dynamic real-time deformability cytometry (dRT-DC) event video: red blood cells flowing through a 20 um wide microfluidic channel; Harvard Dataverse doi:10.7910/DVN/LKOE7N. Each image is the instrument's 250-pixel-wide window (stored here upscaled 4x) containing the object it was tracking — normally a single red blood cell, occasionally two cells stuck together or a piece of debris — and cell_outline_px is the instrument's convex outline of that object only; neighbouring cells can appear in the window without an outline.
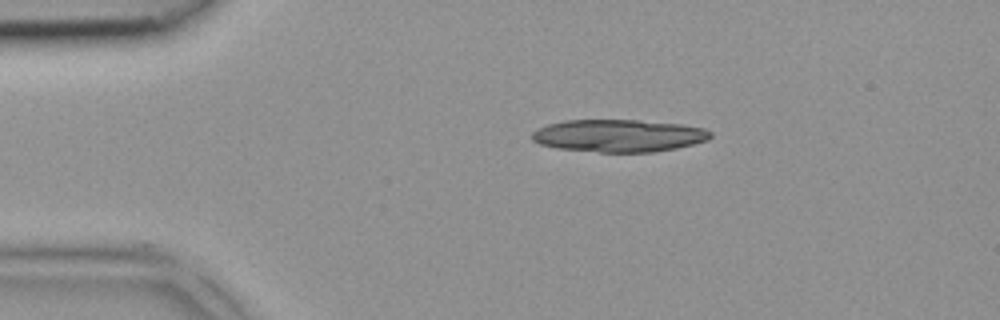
{"species": "common noctule bat (a hibernating species)", "species_latin": "Nyctalus noctula", "temperature_condition": "room temperature", "stored_images_in_passage": 3, "camera_frame_rate_fps": 3000, "um_per_image_px": 0.085, "animal": {"sex": "female", "body_mass_g": 18.4}, "frame": {"image": 1, "passage_image": 2, "time_ms": 0.333, "image_size_px": [1000, 320], "cell_outline_px": [[712, 136], [708, 140], [676, 148], [652, 152], [600, 152], [556, 148], [540, 144], [532, 140], [532, 132], [536, 128], [548, 124], [564, 120], [640, 120], [680, 124], [704, 128], [712, 132]], "centroid_in_image_um": [52.57, 11.53], "position_along_channel_um": 32.4, "area_um2": 33.87}}